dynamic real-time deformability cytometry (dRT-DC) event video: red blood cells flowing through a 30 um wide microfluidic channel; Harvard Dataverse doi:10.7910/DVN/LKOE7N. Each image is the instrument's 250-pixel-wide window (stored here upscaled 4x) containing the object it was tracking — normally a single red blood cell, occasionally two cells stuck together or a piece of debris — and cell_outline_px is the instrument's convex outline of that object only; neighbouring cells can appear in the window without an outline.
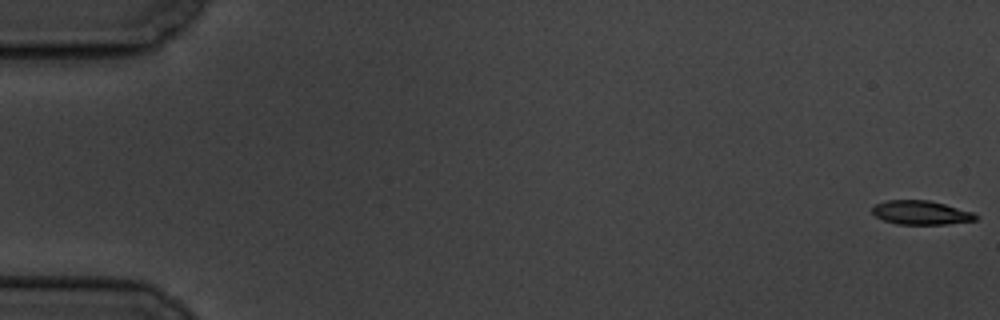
{"species": "common noctule bat (a hibernating species)", "species_latin": "Nyctalus noctula", "temperature_condition": "cold", "stored_images_in_passage": 5, "camera_frame_rate_fps": 3000, "um_per_image_px": 0.085, "animal": {"sex": "male", "body_mass_g": 19.5, "forearm_length_mm": 54.6}, "frame": {"image": 1, "passage_image": 1, "time_ms": 0.0, "image_size_px": [1000, 320], "cell_outline_px": [[980, 216], [976, 220], [944, 224], [896, 224], [884, 220], [876, 216], [872, 212], [872, 208], [876, 204], [888, 200], [928, 200], [944, 204], [972, 212]], "centroid_in_image_um": [78.28, 18.07], "position_along_channel_um": 6.7, "area_um2": 14.28}}
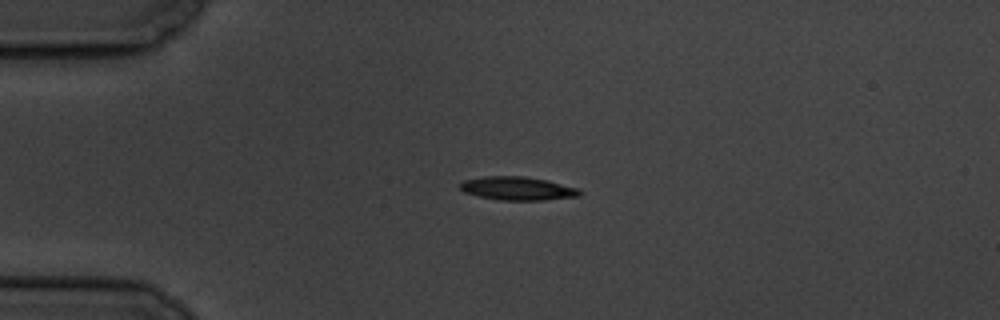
{"frame": {"image": 2, "passage_image": 5, "time_ms": 4.667, "image_size_px": [1000, 320], "cell_outline_px": [[584, 192], [580, 196], [544, 200], [500, 200], [480, 196], [464, 192], [460, 188], [460, 184], [464, 180], [484, 176], [524, 176], [548, 180], [580, 188]], "centroid_in_image_um": [44.06, 16.01], "position_along_channel_um": 40.9, "area_um2": 16.47}}